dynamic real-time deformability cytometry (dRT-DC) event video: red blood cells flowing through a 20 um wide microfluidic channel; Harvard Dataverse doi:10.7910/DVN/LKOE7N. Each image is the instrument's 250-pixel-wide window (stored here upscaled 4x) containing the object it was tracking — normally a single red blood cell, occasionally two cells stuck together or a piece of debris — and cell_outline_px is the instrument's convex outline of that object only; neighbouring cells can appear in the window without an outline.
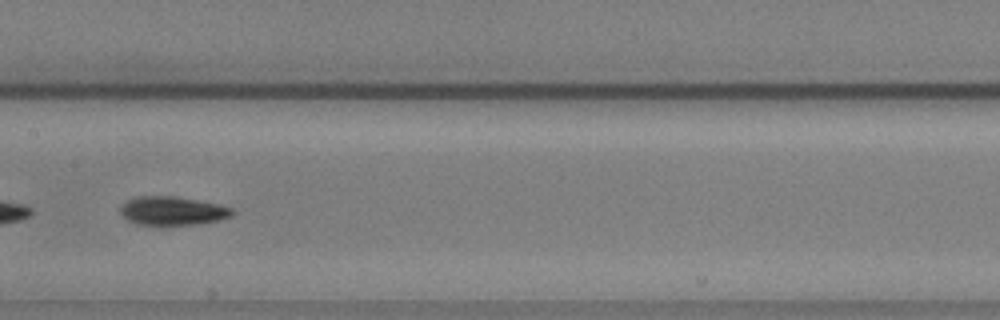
{"species": "common noctule bat (a hibernating species)", "species_latin": "Nyctalus noctula", "temperature_condition": "warm", "stored_images_in_passage": 40, "camera_frame_rate_fps": 3000, "um_per_image_px": 0.085, "animal": {"sex": "male", "body_mass_g": 20.5, "forearm_length_mm": 52.5}, "frame": {"image": 1, "passage_image": 12, "time_ms": 3.667, "image_size_px": [1000, 320], "cell_outline_px": [[236, 212], [232, 216], [220, 220], [196, 224], [160, 228], [156, 228], [136, 224], [128, 220], [120, 212], [120, 208], [128, 200], [136, 196], [172, 196], [220, 204], [232, 208]], "centroid_in_image_um": [14.66, 17.97], "position_along_channel_um": 192.7, "area_um2": 19.42}, "authors_computed_cell_mechanics": {"area_um2": 18.2359, "velocity_mm_per_s": 3.6658, "shape_relaxation_time_tau1_ms": 2.9886, "shape_relaxation_time_tau2_ms": 3.128, "deformation_change_tau1": 0.1431, "deformation_change_tau2": 0.0845}}